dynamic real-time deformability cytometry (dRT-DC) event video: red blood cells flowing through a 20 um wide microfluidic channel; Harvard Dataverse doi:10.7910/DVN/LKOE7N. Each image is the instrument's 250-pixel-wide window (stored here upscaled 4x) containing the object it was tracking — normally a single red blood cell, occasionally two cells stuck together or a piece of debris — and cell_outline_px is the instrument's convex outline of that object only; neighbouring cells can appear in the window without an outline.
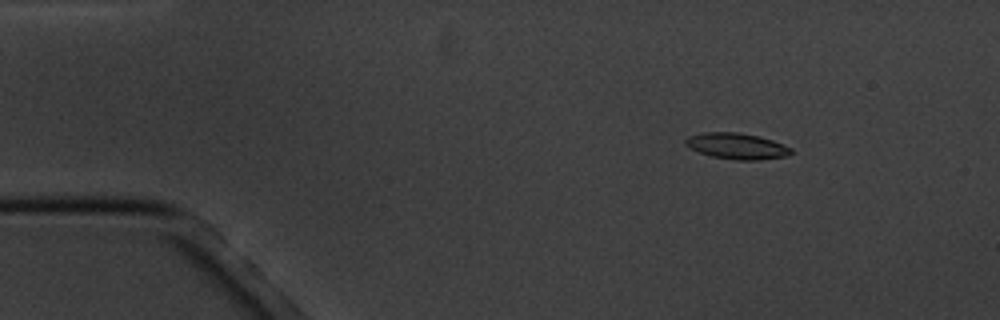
{"species": "common noctule bat (a hibernating species)", "species_latin": "Nyctalus noctula", "temperature_condition": "cold", "stored_images_in_passage": 4, "camera_frame_rate_fps": 3000, "um_per_image_px": 0.085, "animal": {"sex": "male", "body_mass_g": 20.1, "forearm_length_mm": 53.5}, "frame": {"image": 1, "passage_image": 2, "time_ms": 1.333, "image_size_px": [1000, 320], "cell_outline_px": [[792, 152], [788, 156], [760, 160], [736, 160], [712, 156], [688, 148], [684, 144], [684, 140], [688, 136], [704, 132], [740, 132], [760, 136], [772, 140], [792, 148]], "centroid_in_image_um": [62.62, 12.41], "position_along_channel_um": 22.4, "area_um2": 16.18}}
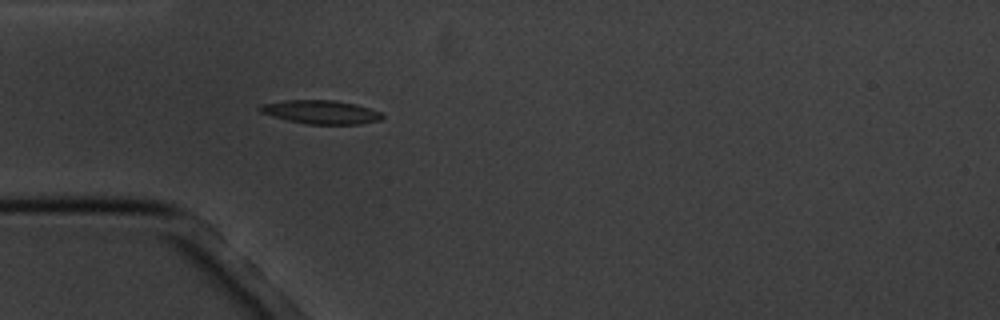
{"frame": {"image": 2, "passage_image": 4, "time_ms": 4.333, "image_size_px": [1000, 320], "cell_outline_px": [[384, 116], [380, 120], [360, 124], [308, 124], [288, 120], [272, 116], [260, 112], [256, 108], [260, 104], [284, 100], [336, 100], [356, 104], [380, 112]], "centroid_in_image_um": [27.24, 9.52], "position_along_channel_um": 57.8, "area_um2": 16.88}}